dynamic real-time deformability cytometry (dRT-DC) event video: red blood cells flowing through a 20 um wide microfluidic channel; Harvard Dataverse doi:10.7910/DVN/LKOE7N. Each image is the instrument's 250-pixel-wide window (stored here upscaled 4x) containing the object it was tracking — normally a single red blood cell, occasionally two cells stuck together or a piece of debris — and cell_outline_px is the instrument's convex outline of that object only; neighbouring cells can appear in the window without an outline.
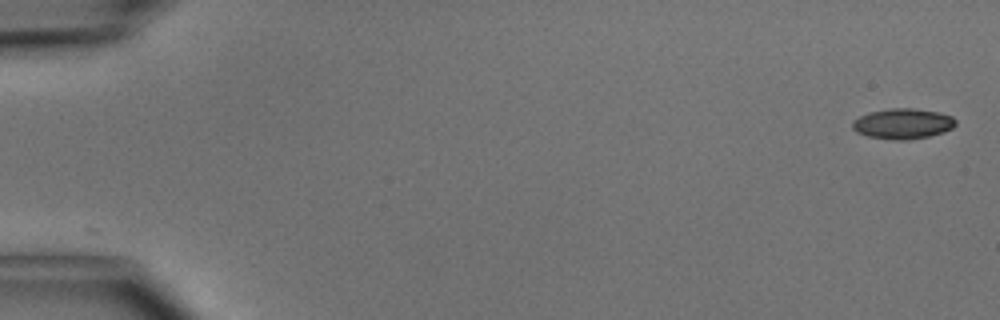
{"species": "common noctule bat (a hibernating species)", "species_latin": "Nyctalus noctula", "temperature_condition": "cold", "stored_images_in_passage": 11, "camera_frame_rate_fps": 3000, "um_per_image_px": 0.085, "animal": {"sex": "male", "body_mass_g": 15.6}, "frame": {"image": 1, "passage_image": 1, "time_ms": 0.0, "image_size_px": [1000, 320], "cell_outline_px": [[956, 124], [952, 128], [944, 132], [928, 136], [908, 140], [896, 140], [868, 136], [856, 132], [852, 128], [852, 120], [868, 112], [888, 108], [912, 108], [940, 112], [952, 116], [956, 120]], "centroid_in_image_um": [76.73, 10.5], "position_along_channel_um": 8.3, "area_um2": 18.44}}